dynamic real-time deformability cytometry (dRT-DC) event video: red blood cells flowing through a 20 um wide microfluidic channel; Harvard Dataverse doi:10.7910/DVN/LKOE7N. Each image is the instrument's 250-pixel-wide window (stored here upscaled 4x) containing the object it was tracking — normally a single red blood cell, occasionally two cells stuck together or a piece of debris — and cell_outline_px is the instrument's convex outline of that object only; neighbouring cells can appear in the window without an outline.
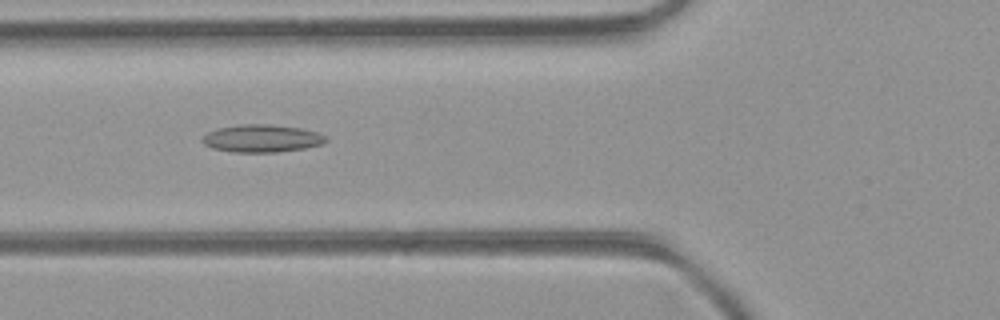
{"species": "common noctule bat (a hibernating species)", "species_latin": "Nyctalus noctula", "temperature_condition": "room temperature", "stored_images_in_passage": 36, "camera_frame_rate_fps": 3000, "um_per_image_px": 0.085, "animal": {"sex": "female", "body_mass_g": 21.9}, "frame": {"image": 1, "passage_image": 5, "time_ms": 1.333, "image_size_px": [1000, 320], "cell_outline_px": [[328, 140], [320, 144], [304, 148], [276, 152], [236, 152], [212, 148], [204, 144], [200, 140], [208, 132], [220, 128], [240, 124], [268, 124], [300, 128], [316, 132], [328, 136]], "centroid_in_image_um": [22.26, 11.76], "position_along_channel_um": 103.5, "area_um2": 19.71}}
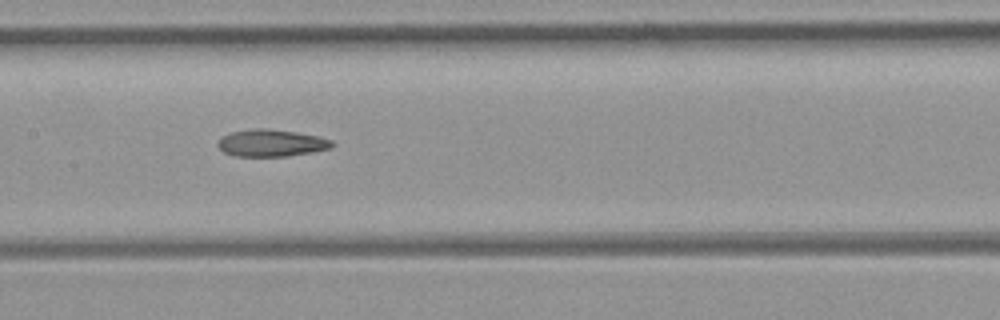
{"frame": {"image": 2, "passage_image": 11, "time_ms": 3.333, "image_size_px": [1000, 320], "cell_outline_px": [[336, 144], [332, 148], [312, 152], [288, 156], [236, 156], [224, 152], [216, 144], [220, 136], [232, 132], [252, 128], [268, 128], [296, 132], [320, 136], [332, 140]], "centroid_in_image_um": [23.08, 12.14], "position_along_channel_um": 184.3, "area_um2": 18.26}}
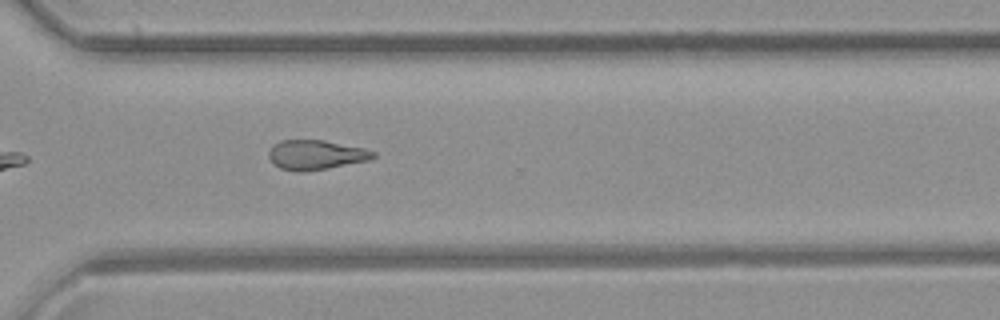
{"frame": {"image": 3, "passage_image": 23, "time_ms": 7.333, "image_size_px": [1000, 320], "cell_outline_px": [[376, 156], [368, 160], [328, 168], [300, 172], [280, 168], [272, 164], [268, 156], [268, 152], [280, 140], [324, 140], [364, 148], [376, 152]], "centroid_in_image_um": [26.84, 13.16], "position_along_channel_um": 343.8, "area_um2": 17.92}, "authors_computed_cell_mechanics": {"area_um2": 18.2648, "velocity_mm_per_s": 3.9994, "shape_relaxation_time_tau1_ms": null, "shape_relaxation_time_tau2_ms": 6.6253, "deformation_change_tau1": null, "deformation_change_tau2": 0.1764}}